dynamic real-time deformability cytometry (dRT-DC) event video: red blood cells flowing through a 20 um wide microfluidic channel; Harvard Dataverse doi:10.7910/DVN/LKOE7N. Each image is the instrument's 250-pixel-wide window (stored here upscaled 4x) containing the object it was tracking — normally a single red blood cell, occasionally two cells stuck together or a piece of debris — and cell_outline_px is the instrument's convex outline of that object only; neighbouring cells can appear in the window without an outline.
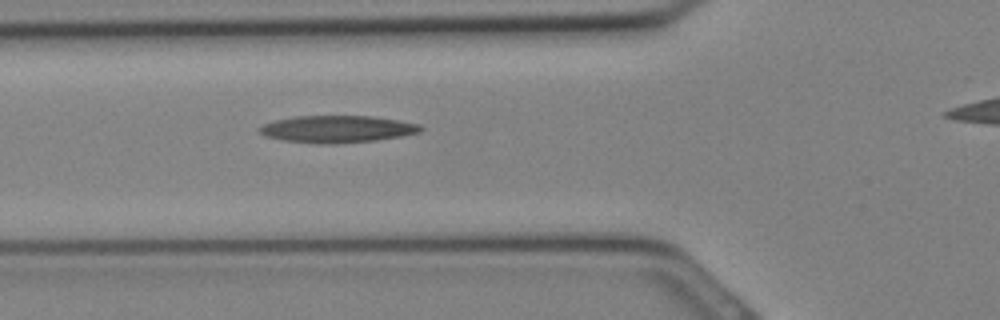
{"species": "Egyptian fruit bat (a non-hibernating species)", "species_latin": "Rousettus aegyptiacus", "temperature_condition": "cold", "stored_images_in_passage": 5, "camera_frame_rate_fps": 3000, "um_per_image_px": 0.085, "animal": {"sex": "female"}, "frame": {"image": 1, "passage_image": 5, "time_ms": 1.333, "image_size_px": [1000, 320], "cell_outline_px": [[424, 128], [420, 132], [404, 136], [376, 140], [336, 144], [316, 144], [280, 140], [264, 136], [256, 128], [264, 124], [276, 120], [296, 116], [372, 116], [420, 124]], "centroid_in_image_um": [28.65, 10.98], "position_along_channel_um": 97.2, "area_um2": 25.66}}